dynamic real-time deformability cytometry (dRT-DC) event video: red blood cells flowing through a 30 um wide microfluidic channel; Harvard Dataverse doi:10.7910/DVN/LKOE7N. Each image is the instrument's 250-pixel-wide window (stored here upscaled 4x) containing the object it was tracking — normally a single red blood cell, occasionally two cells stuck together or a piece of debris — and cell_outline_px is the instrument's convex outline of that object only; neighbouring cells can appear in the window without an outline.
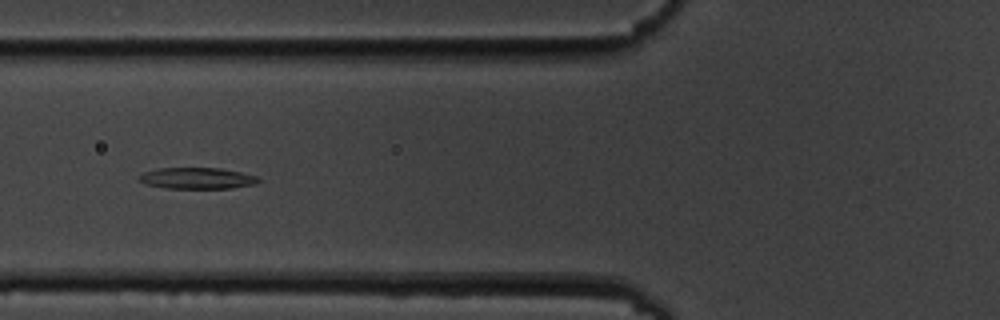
{"species": "common noctule bat (a hibernating species)", "species_latin": "Nyctalus noctula", "temperature_condition": "cold", "stored_images_in_passage": 6, "camera_frame_rate_fps": 3000, "um_per_image_px": 0.085, "animal": {"sex": "male", "body_mass_g": 19.5, "forearm_length_mm": 54.6}, "frame": {"image": 1, "passage_image": 6, "time_ms": 5.667, "image_size_px": [1000, 320], "cell_outline_px": [[260, 180], [256, 184], [232, 188], [164, 188], [148, 184], [136, 180], [136, 176], [144, 172], [156, 168], [220, 168], [240, 172], [256, 176]], "centroid_in_image_um": [16.7, 15.15], "position_along_channel_um": 109.1, "area_um2": 14.85}}